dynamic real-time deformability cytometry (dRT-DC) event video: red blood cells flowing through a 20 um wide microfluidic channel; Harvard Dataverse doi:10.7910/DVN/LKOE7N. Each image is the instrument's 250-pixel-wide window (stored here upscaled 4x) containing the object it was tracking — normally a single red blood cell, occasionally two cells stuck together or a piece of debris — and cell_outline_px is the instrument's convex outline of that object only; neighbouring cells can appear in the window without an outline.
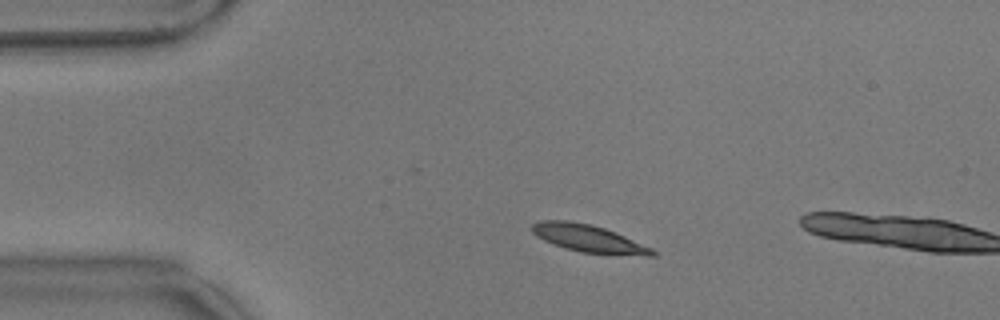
{"species": "common noctule bat (a hibernating species)", "species_latin": "Nyctalus noctula", "temperature_condition": "warm", "stored_images_in_passage": 3, "camera_frame_rate_fps": 3000, "um_per_image_px": 0.085, "animal": {"sex": "male", "body_mass_g": 17.9}, "frame": {"image": 1, "passage_image": 1, "time_ms": 0.0, "image_size_px": [1000, 320], "cell_outline_px": [[656, 256], [648, 256], [580, 252], [564, 248], [544, 240], [536, 236], [532, 232], [532, 224], [540, 220], [568, 220], [592, 224], [616, 232], [652, 248], [656, 252]], "centroid_in_image_um": [50.02, 20.26], "position_along_channel_um": 35.0, "area_um2": 19.25}}